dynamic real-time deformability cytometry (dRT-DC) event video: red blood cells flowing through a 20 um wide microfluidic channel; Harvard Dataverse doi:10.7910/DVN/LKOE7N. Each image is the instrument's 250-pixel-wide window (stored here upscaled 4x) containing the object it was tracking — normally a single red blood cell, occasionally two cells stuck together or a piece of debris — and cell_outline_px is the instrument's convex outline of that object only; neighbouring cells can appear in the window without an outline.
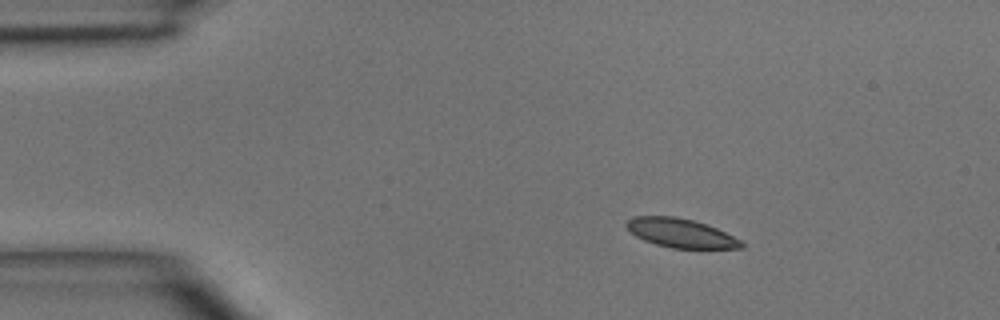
{"species": "common noctule bat (a hibernating species)", "species_latin": "Nyctalus noctula", "temperature_condition": "room temperature", "stored_images_in_passage": 4, "camera_frame_rate_fps": 3000, "um_per_image_px": 0.085, "animal": {"sex": "male", "body_mass_g": 15.6}, "frame": {"image": 1, "passage_image": 1, "time_ms": 0.0, "image_size_px": [1000, 320], "cell_outline_px": [[744, 248], [672, 248], [656, 244], [644, 240], [636, 236], [624, 224], [632, 216], [676, 216], [692, 220], [716, 228], [740, 240], [744, 244]], "centroid_in_image_um": [57.83, 19.8], "position_along_channel_um": 27.2, "area_um2": 19.13}}
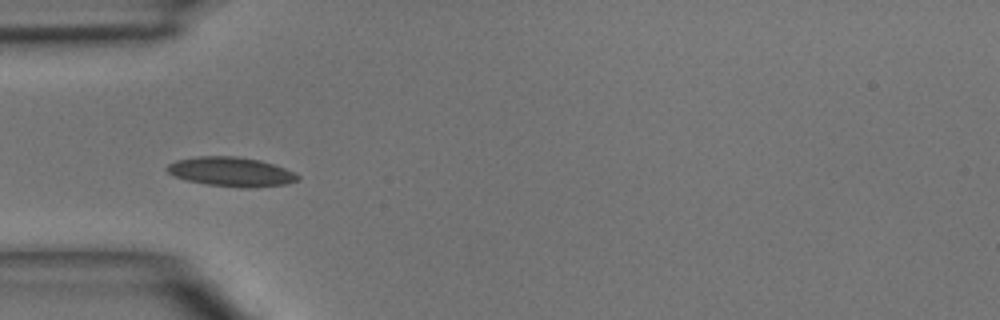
{"frame": {"image": 2, "passage_image": 3, "time_ms": 2.333, "image_size_px": [1000, 320], "cell_outline_px": [[300, 180], [288, 184], [252, 188], [240, 188], [208, 184], [184, 180], [172, 176], [164, 168], [168, 164], [176, 160], [196, 156], [236, 156], [260, 160], [284, 168], [300, 176]], "centroid_in_image_um": [19.62, 14.61], "position_along_channel_um": 65.4, "area_um2": 22.6}}
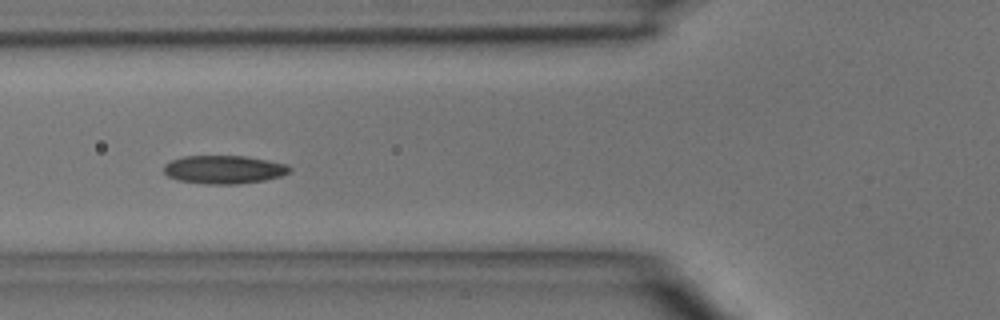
{"frame": {"image": 3, "passage_image": 4, "time_ms": 3.333, "image_size_px": [1000, 320], "cell_outline_px": [[292, 172], [280, 176], [264, 180], [236, 184], [208, 184], [176, 180], [168, 176], [164, 172], [164, 164], [172, 160], [184, 156], [244, 156], [268, 160], [288, 164], [292, 168]], "centroid_in_image_um": [19.06, 14.41], "position_along_channel_um": 106.7, "area_um2": 20.81}}